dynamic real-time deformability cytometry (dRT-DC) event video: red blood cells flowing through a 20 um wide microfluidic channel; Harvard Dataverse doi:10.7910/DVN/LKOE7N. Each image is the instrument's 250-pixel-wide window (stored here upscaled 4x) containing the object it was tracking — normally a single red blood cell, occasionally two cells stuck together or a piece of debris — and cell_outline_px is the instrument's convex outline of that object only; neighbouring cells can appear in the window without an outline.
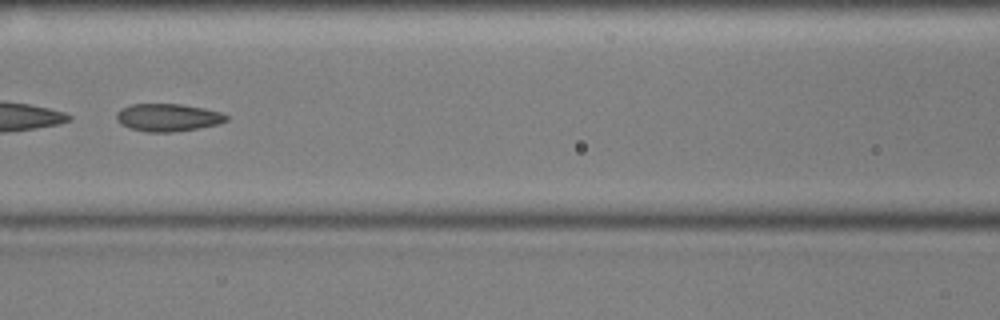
{"species": "common noctule bat (a hibernating species)", "species_latin": "Nyctalus noctula", "temperature_condition": "cold", "stored_images_in_passage": 53, "camera_frame_rate_fps": 3000, "um_per_image_px": 0.085, "animal": {"sex": "male", "body_mass_g": 17.9, "forearm_length_mm": 54.2}, "frame": {"image": 1, "passage_image": 23, "time_ms": 7.333, "image_size_px": [1000, 320], "cell_outline_px": [[228, 120], [216, 124], [200, 128], [172, 132], [148, 132], [128, 128], [120, 124], [116, 120], [116, 112], [120, 108], [132, 104], [180, 104], [204, 108], [224, 112], [228, 116]], "centroid_in_image_um": [14.25, 9.98], "position_along_channel_um": 152.3, "area_um2": 17.92}, "authors_computed_cell_mechanics": {"area_um2": 20.3456, "velocity_mm_per_s": 3.5882, "shape_relaxation_time_tau1_ms": 7.0911, "shape_relaxation_time_tau2_ms": 2.3832, "deformation_change_tau1": 0.1612, "deformation_change_tau2": 0.0943}}